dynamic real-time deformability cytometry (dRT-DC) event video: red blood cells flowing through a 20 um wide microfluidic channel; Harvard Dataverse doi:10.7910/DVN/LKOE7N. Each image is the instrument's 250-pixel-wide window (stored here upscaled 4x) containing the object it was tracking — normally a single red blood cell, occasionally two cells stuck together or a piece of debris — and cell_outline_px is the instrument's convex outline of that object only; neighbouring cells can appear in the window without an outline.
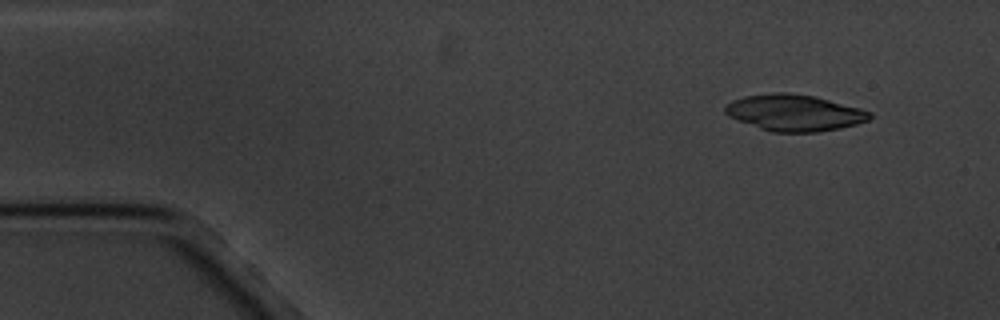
{"species": "common noctule bat (a hibernating species)", "species_latin": "Nyctalus noctula", "temperature_condition": "cold", "stored_images_in_passage": 5, "camera_frame_rate_fps": 3000, "um_per_image_px": 0.085, "animal": {"sex": "male", "body_mass_g": 20.1, "forearm_length_mm": 53.5}, "frame": {"image": 1, "passage_image": 2, "time_ms": 1.333, "image_size_px": [1000, 320], "cell_outline_px": [[872, 116], [868, 120], [856, 124], [840, 128], [820, 132], [772, 132], [760, 128], [728, 116], [724, 112], [724, 104], [732, 100], [744, 96], [772, 92], [788, 92], [816, 96], [860, 108], [872, 112]], "centroid_in_image_um": [67.51, 9.57], "position_along_channel_um": 17.5, "area_um2": 30.87}}